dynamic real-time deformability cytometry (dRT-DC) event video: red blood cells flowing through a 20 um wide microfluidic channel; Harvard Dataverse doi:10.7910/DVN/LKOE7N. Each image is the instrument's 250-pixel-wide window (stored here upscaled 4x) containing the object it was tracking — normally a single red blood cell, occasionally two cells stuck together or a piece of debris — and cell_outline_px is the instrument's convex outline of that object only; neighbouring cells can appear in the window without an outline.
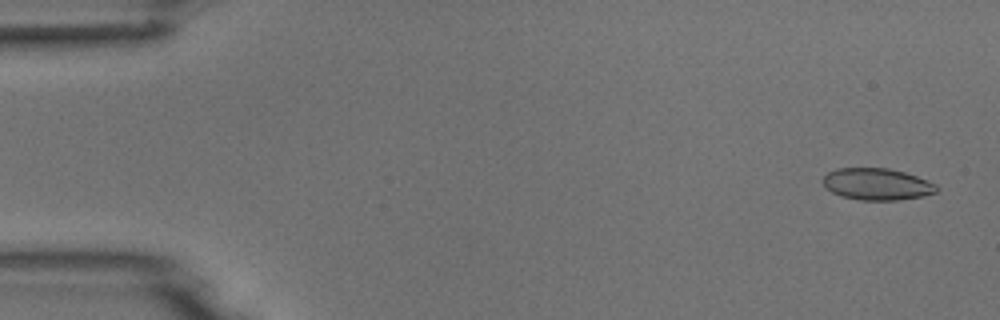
{"species": "common noctule bat (a hibernating species)", "species_latin": "Nyctalus noctula", "temperature_condition": "room temperature", "stored_images_in_passage": 7, "camera_frame_rate_fps": 3000, "um_per_image_px": 0.085, "animal": {"sex": "male", "body_mass_g": 18.8}, "frame": {"image": 1, "passage_image": 1, "time_ms": 0.0, "image_size_px": [1000, 320], "cell_outline_px": [[936, 192], [924, 196], [896, 200], [860, 200], [840, 196], [832, 192], [824, 184], [824, 176], [828, 172], [836, 168], [888, 168], [904, 172], [928, 180], [936, 184]], "centroid_in_image_um": [74.54, 15.65], "position_along_channel_um": 10.5, "area_um2": 20.92}}
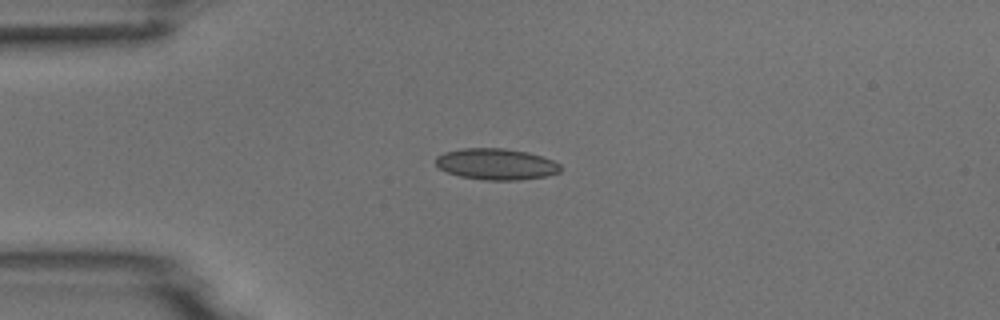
{"frame": {"image": 2, "passage_image": 4, "time_ms": 3.667, "image_size_px": [1000, 320], "cell_outline_px": [[560, 172], [544, 176], [520, 180], [484, 180], [460, 176], [448, 172], [440, 168], [436, 164], [436, 156], [444, 152], [460, 148], [504, 148], [528, 152], [552, 160], [560, 164]], "centroid_in_image_um": [42.16, 13.94], "position_along_channel_um": 42.8, "area_um2": 22.66}}